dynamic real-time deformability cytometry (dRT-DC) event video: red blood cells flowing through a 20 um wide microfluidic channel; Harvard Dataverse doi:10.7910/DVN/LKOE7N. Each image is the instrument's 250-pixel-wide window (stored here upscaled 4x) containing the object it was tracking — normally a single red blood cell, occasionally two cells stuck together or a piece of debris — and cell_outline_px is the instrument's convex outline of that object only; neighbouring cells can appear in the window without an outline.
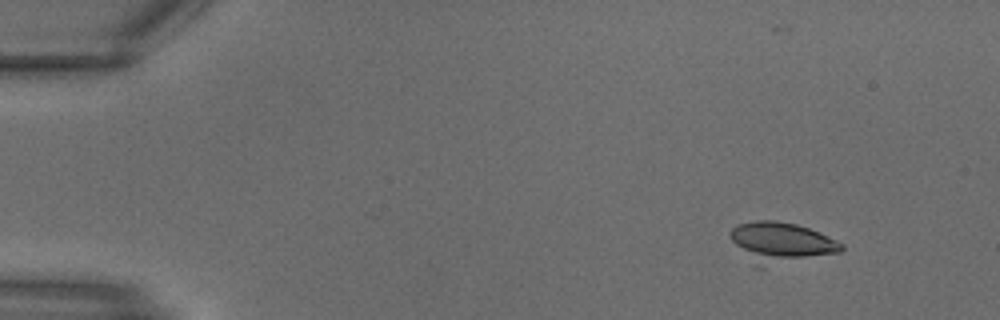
{"species": "common noctule bat (a hibernating species)", "species_latin": "Nyctalus noctula", "temperature_condition": "warm", "stored_images_in_passage": 27, "camera_frame_rate_fps": 3000, "um_per_image_px": 0.085, "animal": {"sex": "male", "body_mass_g": 18.8}, "frame": {"image": 1, "passage_image": 1, "time_ms": 0.0, "image_size_px": [1000, 320], "cell_outline_px": [[844, 248], [840, 252], [764, 268], [752, 268], [732, 240], [728, 232], [732, 228], [740, 224], [756, 220], [776, 220], [796, 224], [820, 232], [844, 244]], "centroid_in_image_um": [66.34, 20.65], "position_along_channel_um": 18.7, "area_um2": 26.7}}
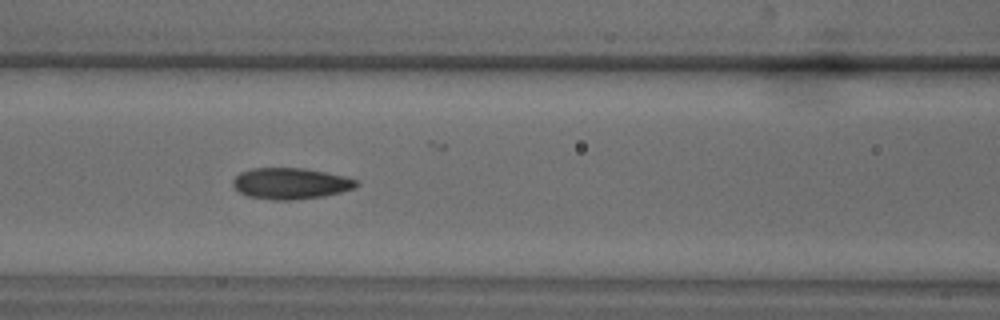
{"frame": {"image": 2, "passage_image": 11, "time_ms": 3.333, "image_size_px": [1000, 320], "cell_outline_px": [[360, 184], [356, 188], [324, 196], [292, 200], [272, 200], [248, 196], [240, 192], [232, 184], [232, 180], [240, 172], [252, 168], [304, 168], [344, 176], [360, 180]], "centroid_in_image_um": [24.73, 15.59], "position_along_channel_um": 141.9, "area_um2": 22.54}}
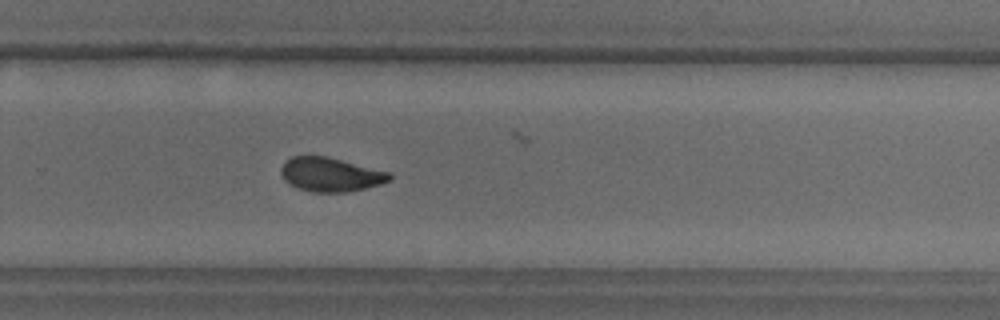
{"frame": {"image": 3, "passage_image": 18, "time_ms": 5.667, "image_size_px": [1000, 320], "cell_outline_px": [[392, 180], [380, 184], [348, 192], [312, 192], [288, 184], [284, 180], [280, 172], [280, 168], [292, 156], [328, 156], [388, 172], [392, 176]], "centroid_in_image_um": [28.09, 14.84], "position_along_channel_um": 301.7, "area_um2": 21.39}}